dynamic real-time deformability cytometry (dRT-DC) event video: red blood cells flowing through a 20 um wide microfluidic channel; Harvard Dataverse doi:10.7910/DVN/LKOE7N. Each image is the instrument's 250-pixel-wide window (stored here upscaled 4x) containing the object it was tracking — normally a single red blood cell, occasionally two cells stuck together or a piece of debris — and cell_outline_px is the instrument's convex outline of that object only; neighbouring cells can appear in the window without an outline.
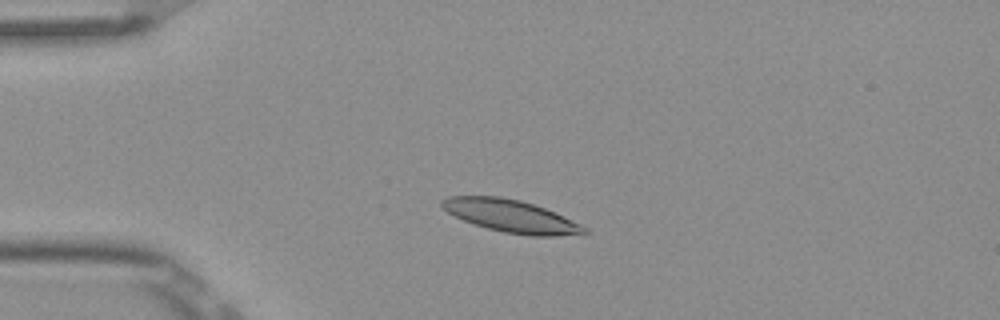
{"species": "Egyptian fruit bat (a non-hibernating species)", "species_latin": "Rousettus aegyptiacus", "temperature_condition": "room temperature", "stored_images_in_passage": 2, "camera_frame_rate_fps": 3000, "um_per_image_px": 0.085, "frame": {"image": 1, "passage_image": 1, "time_ms": 0.0, "image_size_px": [1000, 320], "cell_outline_px": [[588, 232], [584, 236], [532, 236], [504, 232], [488, 228], [464, 220], [448, 212], [440, 204], [440, 200], [448, 196], [500, 196], [520, 200], [544, 208], [580, 224], [588, 228]], "centroid_in_image_um": [43.49, 18.38], "position_along_channel_um": 41.5, "area_um2": 26.88}}